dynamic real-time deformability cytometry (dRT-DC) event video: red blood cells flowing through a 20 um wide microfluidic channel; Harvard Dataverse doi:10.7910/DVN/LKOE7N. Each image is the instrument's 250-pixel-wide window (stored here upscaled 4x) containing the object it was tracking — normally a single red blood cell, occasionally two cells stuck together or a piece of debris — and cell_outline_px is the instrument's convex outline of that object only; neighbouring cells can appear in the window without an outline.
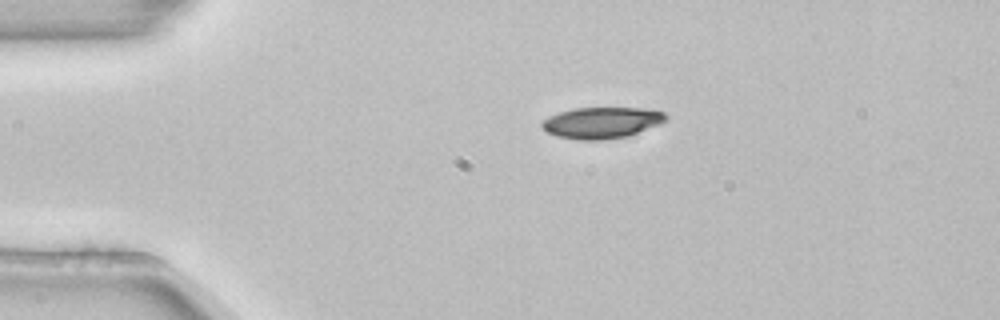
{"species": "common noctule bat (a hibernating species)", "species_latin": "Nyctalus noctula", "temperature_condition": "room temperature", "stored_images_in_passage": 2, "camera_frame_rate_fps": 3000, "um_per_image_px": 0.085, "animal": {"sex": "female", "body_mass_g": 22.7, "forearm_length_mm": 54.2}, "frame": {"image": 1, "passage_image": 1, "time_ms": 0.0, "image_size_px": [1000, 320], "cell_outline_px": [[668, 120], [660, 124], [628, 136], [604, 140], [580, 140], [556, 136], [548, 132], [540, 124], [548, 116], [560, 112], [576, 108], [640, 108], [664, 112], [668, 116]], "centroid_in_image_um": [51.17, 10.43], "position_along_channel_um": 33.8, "area_um2": 22.54}}